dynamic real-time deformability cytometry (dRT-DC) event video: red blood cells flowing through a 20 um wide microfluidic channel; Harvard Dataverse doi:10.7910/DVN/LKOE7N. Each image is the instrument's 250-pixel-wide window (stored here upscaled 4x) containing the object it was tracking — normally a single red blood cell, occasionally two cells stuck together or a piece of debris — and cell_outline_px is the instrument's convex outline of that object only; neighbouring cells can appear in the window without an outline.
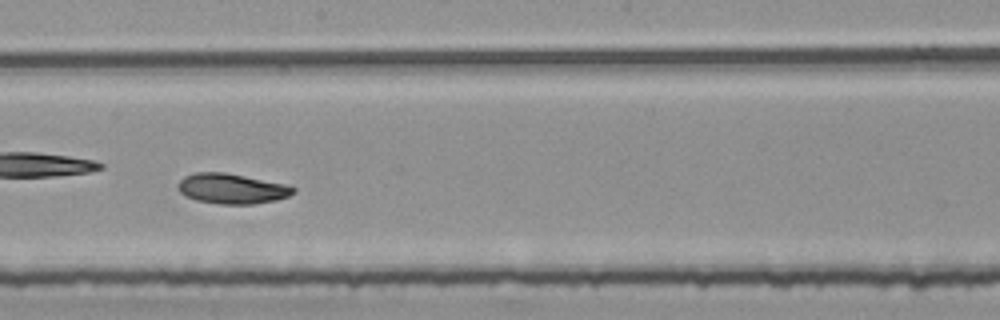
{"species": "common noctule bat (a hibernating species)", "species_latin": "Nyctalus noctula", "temperature_condition": "room temperature", "stored_images_in_passage": 50, "camera_frame_rate_fps": 3000, "um_per_image_px": 0.085, "animal": {"sex": "female", "body_mass_g": 25.1}, "frame": {"image": 1, "passage_image": 29, "time_ms": 9.333, "image_size_px": [1000, 320], "cell_outline_px": [[296, 192], [288, 196], [276, 200], [252, 204], [216, 204], [196, 200], [184, 196], [176, 188], [180, 180], [184, 176], [196, 172], [224, 172], [284, 184], [296, 188]], "centroid_in_image_um": [19.66, 16.04], "position_along_channel_um": 228.5, "area_um2": 20.29}}
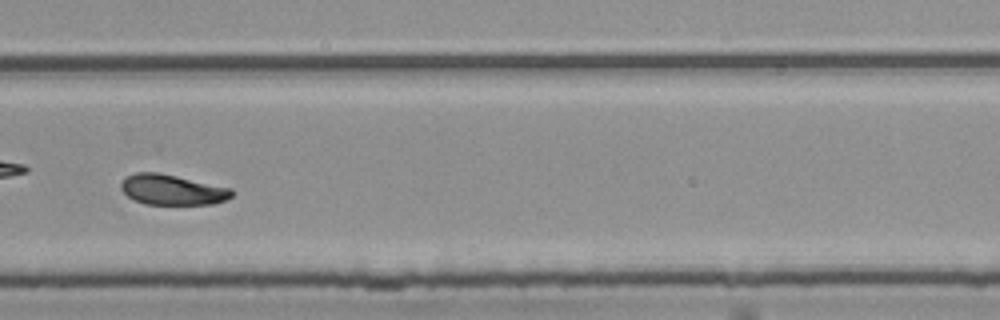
{"frame": {"image": 2, "passage_image": 36, "time_ms": 11.667, "image_size_px": [1000, 320], "cell_outline_px": [[232, 196], [224, 200], [212, 204], [144, 204], [128, 196], [120, 188], [120, 184], [128, 176], [136, 172], [160, 172], [232, 188]], "centroid_in_image_um": [14.64, 16.12], "position_along_channel_um": 315.2, "area_um2": 19.48}, "authors_computed_cell_mechanics": {"area_um2": 20.2589, "velocity_mm_per_s": 3.7282, "shape_relaxation_time_tau1_ms": 5.6682, "shape_relaxation_time_tau2_ms": 11.0426, "deformation_change_tau1": 0.1462, "deformation_change_tau2": 0.1275}}